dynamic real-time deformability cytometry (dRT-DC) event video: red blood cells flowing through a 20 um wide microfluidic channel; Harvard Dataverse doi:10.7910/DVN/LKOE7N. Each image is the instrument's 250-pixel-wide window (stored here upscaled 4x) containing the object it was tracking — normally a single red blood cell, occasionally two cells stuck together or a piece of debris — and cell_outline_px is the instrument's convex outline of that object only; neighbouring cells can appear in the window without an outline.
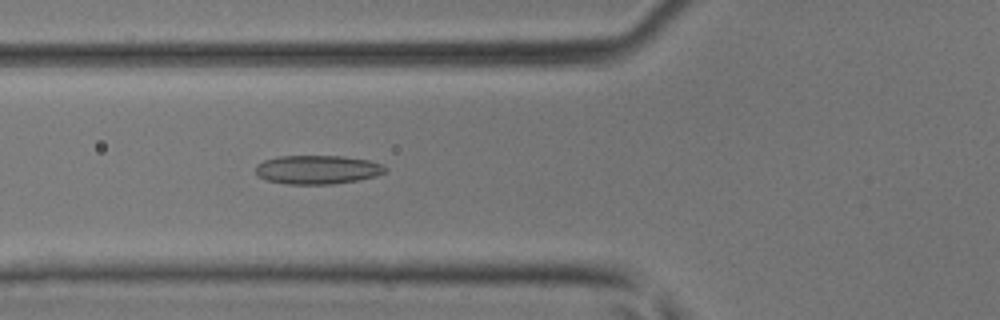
{"species": "common noctule bat (a hibernating species)", "species_latin": "Nyctalus noctula", "temperature_condition": "room temperature", "stored_images_in_passage": 47, "camera_frame_rate_fps": 3000, "um_per_image_px": 0.085, "animal": {"sex": "male", "body_mass_g": 17.9, "forearm_length_mm": 54.2}, "frame": {"image": 1, "passage_image": 18, "time_ms": 5.667, "image_size_px": [1000, 320], "cell_outline_px": [[388, 172], [376, 176], [356, 180], [332, 184], [288, 184], [268, 180], [260, 176], [256, 172], [256, 164], [264, 160], [280, 156], [344, 156], [368, 160], [380, 164], [388, 168]], "centroid_in_image_um": [27.01, 14.41], "position_along_channel_um": 98.8, "area_um2": 21.68}}
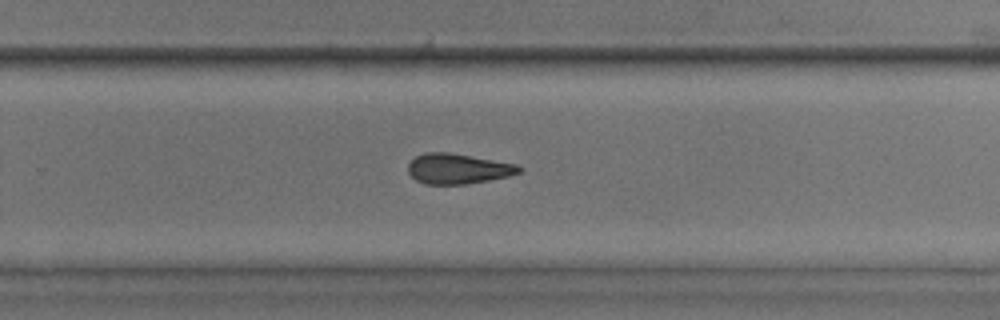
{"frame": {"image": 2, "passage_image": 31, "time_ms": 10.0, "image_size_px": [1000, 320], "cell_outline_px": [[524, 168], [520, 172], [508, 176], [468, 184], [424, 184], [416, 180], [408, 172], [408, 164], [416, 156], [424, 152], [448, 152], [516, 164]], "centroid_in_image_um": [38.91, 14.34], "position_along_channel_um": 290.9, "area_um2": 19.48}}
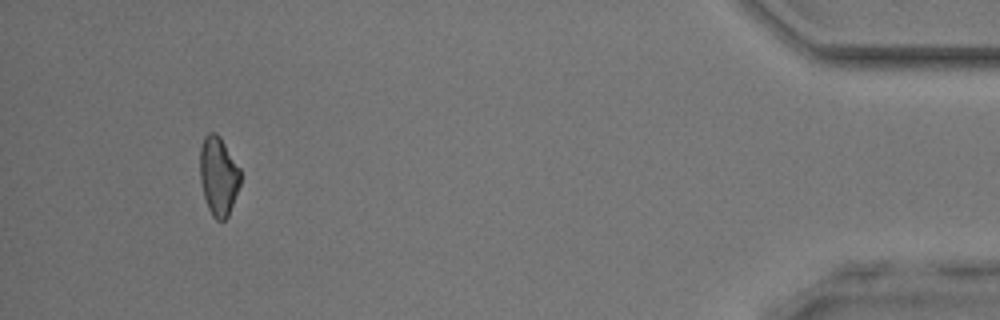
{"frame": {"image": 3, "passage_image": 44, "time_ms": 14.333, "image_size_px": [1000, 320], "cell_outline_px": [[240, 184], [228, 216], [224, 220], [216, 220], [212, 216], [208, 208], [204, 196], [200, 180], [200, 148], [204, 136], [208, 132], [216, 132], [220, 136], [240, 168]], "centroid_in_image_um": [18.56, 14.94], "position_along_channel_um": 416.6, "area_um2": 18.61}}